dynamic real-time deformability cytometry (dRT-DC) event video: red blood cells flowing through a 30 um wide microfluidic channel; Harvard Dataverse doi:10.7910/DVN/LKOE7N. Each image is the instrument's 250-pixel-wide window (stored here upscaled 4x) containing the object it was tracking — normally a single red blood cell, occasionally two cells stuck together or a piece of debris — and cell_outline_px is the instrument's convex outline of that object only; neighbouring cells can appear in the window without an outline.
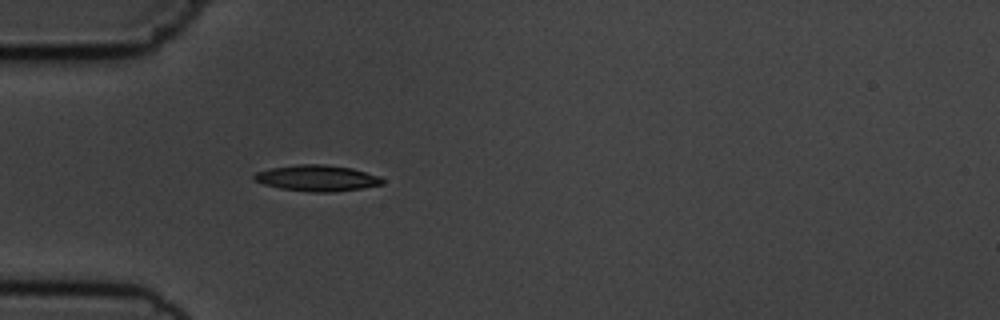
{"species": "common noctule bat (a hibernating species)", "species_latin": "Nyctalus noctula", "temperature_condition": "cold", "stored_images_in_passage": 1, "camera_frame_rate_fps": 3000, "um_per_image_px": 0.085, "animal": {"sex": "male", "body_mass_g": 19.5, "forearm_length_mm": 54.6}, "frame": {"image": 1, "passage_image": 1, "time_ms": 0.0, "image_size_px": [1000, 320], "cell_outline_px": [[384, 184], [360, 188], [332, 192], [316, 192], [280, 188], [264, 184], [252, 180], [252, 176], [256, 172], [268, 168], [296, 164], [324, 164], [352, 168], [380, 176], [384, 180]], "centroid_in_image_um": [26.92, 15.12], "position_along_channel_um": 58.1, "area_um2": 19.54}}